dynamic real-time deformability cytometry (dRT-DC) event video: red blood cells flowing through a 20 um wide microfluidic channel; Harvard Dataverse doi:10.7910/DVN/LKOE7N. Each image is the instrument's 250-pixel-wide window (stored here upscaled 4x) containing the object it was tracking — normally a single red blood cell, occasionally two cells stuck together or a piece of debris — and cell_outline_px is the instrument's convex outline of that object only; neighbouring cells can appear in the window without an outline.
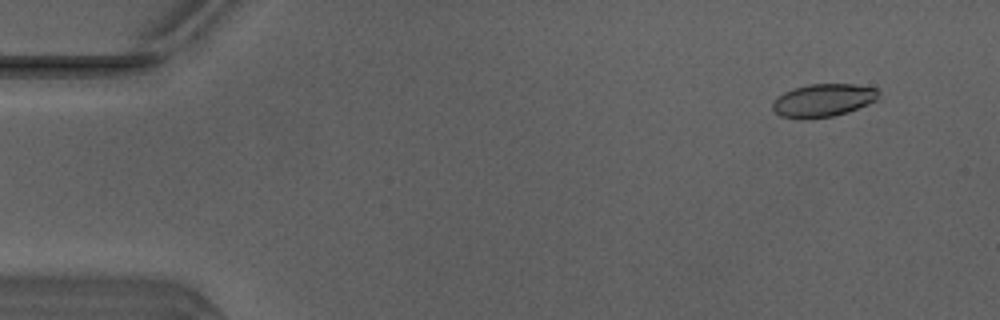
{"species": "Egyptian fruit bat (a non-hibernating species)", "species_latin": "Rousettus aegyptiacus", "temperature_condition": "warm", "stored_images_in_passage": 51, "camera_frame_rate_fps": 3000, "um_per_image_px": 0.085, "animal": {"sex": "male"}, "frame": {"image": 1, "passage_image": 5, "time_ms": 1.333, "image_size_px": [1000, 320], "cell_outline_px": [[880, 100], [848, 112], [832, 116], [800, 120], [780, 116], [772, 108], [772, 104], [784, 92], [792, 88], [808, 84], [856, 84], [876, 88], [880, 92]], "centroid_in_image_um": [70.02, 8.53], "position_along_channel_um": 15.0, "area_um2": 20.69}}
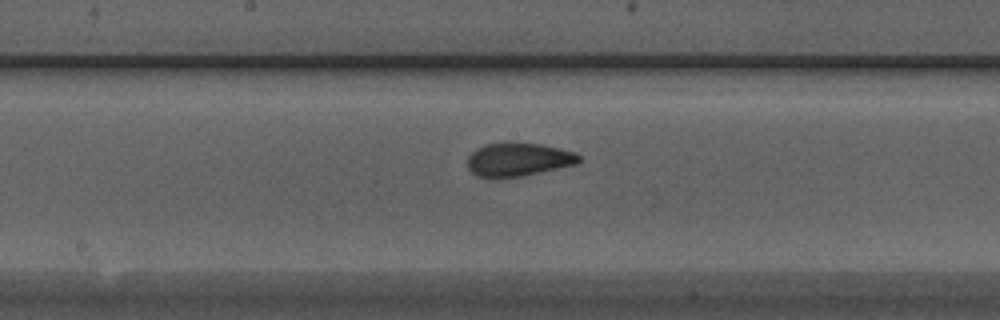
{"frame": {"image": 2, "passage_image": 27, "time_ms": 8.667, "image_size_px": [1000, 320], "cell_outline_px": [[580, 160], [576, 164], [540, 172], [520, 176], [496, 180], [476, 176], [468, 168], [468, 156], [476, 148], [484, 144], [540, 144], [560, 148], [576, 152], [580, 156]], "centroid_in_image_um": [44.02, 13.6], "position_along_channel_um": 204.2, "area_um2": 21.68}}
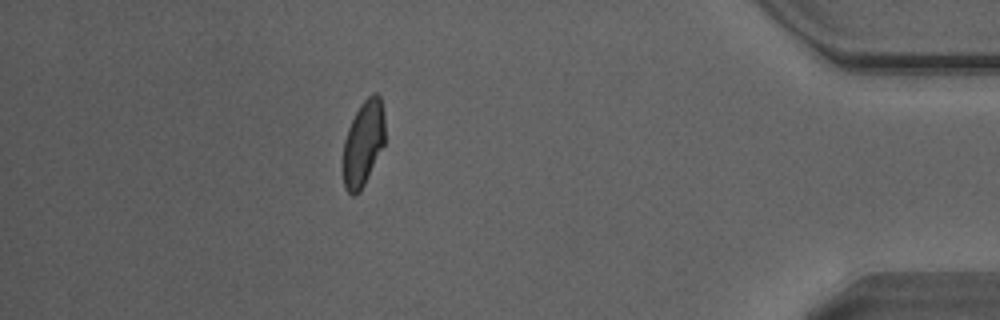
{"frame": {"image": 3, "passage_image": 45, "time_ms": 14.667, "image_size_px": [1000, 320], "cell_outline_px": [[384, 144], [360, 192], [356, 196], [352, 196], [344, 188], [344, 140], [348, 128], [360, 104], [372, 92], [376, 92], [380, 96], [384, 112]], "centroid_in_image_um": [30.88, 12.16], "position_along_channel_um": 404.3, "area_um2": 20.69}, "authors_computed_cell_mechanics": {"area_um2": 21.3282, "velocity_mm_per_s": 4.1432, "shape_relaxation_time_tau1_ms": 4.2848, "shape_relaxation_time_tau2_ms": 1.109, "deformation_change_tau1": 0.164, "deformation_change_tau2": 0.0734}}